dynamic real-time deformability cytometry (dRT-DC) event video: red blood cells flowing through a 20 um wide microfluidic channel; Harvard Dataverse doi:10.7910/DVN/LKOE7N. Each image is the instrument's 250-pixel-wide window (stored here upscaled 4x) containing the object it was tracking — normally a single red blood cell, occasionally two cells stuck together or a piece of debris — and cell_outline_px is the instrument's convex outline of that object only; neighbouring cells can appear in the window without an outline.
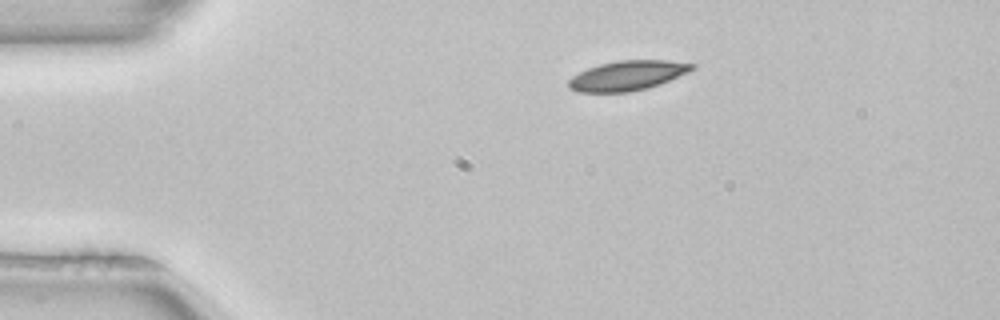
{"species": "common noctule bat (a hibernating species)", "species_latin": "Nyctalus noctula", "temperature_condition": "room temperature", "stored_images_in_passage": 43, "camera_frame_rate_fps": 3000, "um_per_image_px": 0.085, "animal": {"sex": "female", "body_mass_g": 22.7, "forearm_length_mm": 54.2}, "frame": {"image": 1, "passage_image": 1, "time_ms": 0.0, "image_size_px": [1000, 320], "cell_outline_px": [[696, 68], [688, 72], [660, 84], [648, 88], [628, 92], [576, 92], [568, 88], [568, 80], [572, 76], [588, 68], [600, 64], [616, 60], [668, 60], [696, 64]], "centroid_in_image_um": [53.33, 6.42], "position_along_channel_um": 31.7, "area_um2": 21.5}}
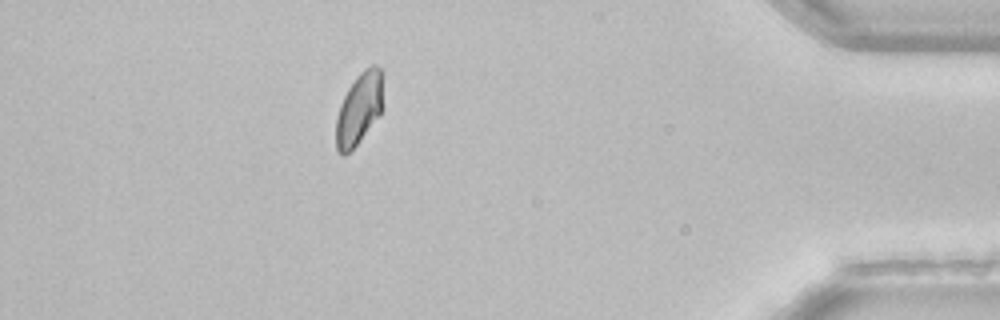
{"frame": {"image": 2, "passage_image": 37, "time_ms": 12.0, "image_size_px": [1000, 320], "cell_outline_px": [[384, 72], [380, 112], [356, 144], [344, 156], [340, 156], [336, 148], [336, 116], [340, 104], [348, 88], [356, 76], [364, 68], [372, 64], [376, 64]], "centroid_in_image_um": [30.51, 9.17], "position_along_channel_um": 404.7, "area_um2": 19.54}, "authors_computed_cell_mechanics": {"area_um2": 20.9236, "velocity_mm_per_s": 3.9423, "shape_relaxation_time_tau1_ms": 4.0736, "shape_relaxation_time_tau2_ms": null, "deformation_change_tau1": 0.1018, "deformation_change_tau2": null}}